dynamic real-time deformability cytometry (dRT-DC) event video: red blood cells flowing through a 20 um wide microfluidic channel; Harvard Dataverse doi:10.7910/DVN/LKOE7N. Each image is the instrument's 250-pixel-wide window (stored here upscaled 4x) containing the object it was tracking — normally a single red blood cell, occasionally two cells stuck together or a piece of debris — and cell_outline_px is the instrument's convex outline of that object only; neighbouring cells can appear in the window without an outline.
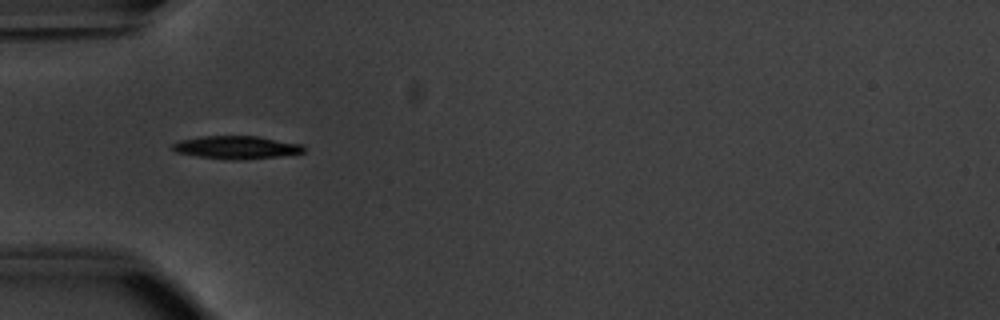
{"species": "common noctule bat (a hibernating species)", "species_latin": "Nyctalus noctula", "temperature_condition": "warm", "stored_images_in_passage": 35, "camera_frame_rate_fps": 3000, "um_per_image_px": 0.085, "animal": {"sex": "male", "body_mass_g": 20.1, "forearm_length_mm": 53.5}, "frame": {"image": 1, "passage_image": 1, "time_ms": 0.0, "image_size_px": [1000, 320], "cell_outline_px": [[304, 152], [280, 156], [240, 160], [228, 160], [200, 156], [176, 152], [172, 148], [172, 144], [180, 140], [200, 136], [256, 136], [300, 144], [304, 148]], "centroid_in_image_um": [20.07, 12.53], "position_along_channel_um": 64.9, "area_um2": 17.34}, "authors_computed_cell_mechanics": {"area_um2": 16.184, "velocity_mm_per_s": 3.8115, "shape_relaxation_time_tau1_ms": 0.9864, "shape_relaxation_time_tau2_ms": null, "deformation_change_tau1": 0.1011, "deformation_change_tau2": null}}